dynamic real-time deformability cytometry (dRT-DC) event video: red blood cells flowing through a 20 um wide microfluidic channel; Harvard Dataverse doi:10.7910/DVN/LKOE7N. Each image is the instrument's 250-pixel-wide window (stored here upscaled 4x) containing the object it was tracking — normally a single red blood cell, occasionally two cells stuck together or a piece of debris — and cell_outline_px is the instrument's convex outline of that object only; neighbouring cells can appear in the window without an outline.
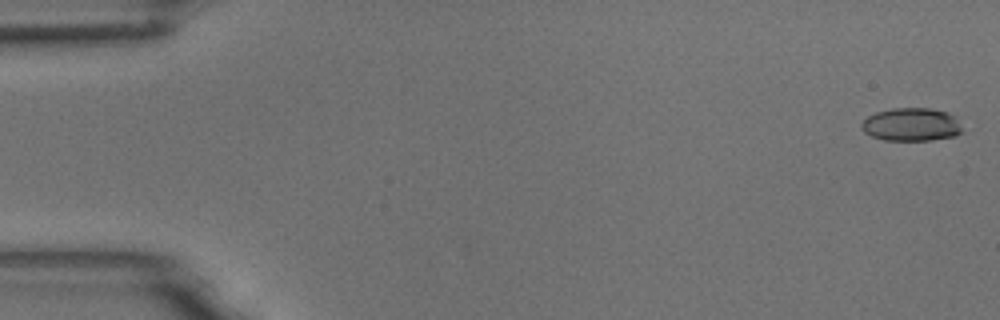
{"species": "common noctule bat (a hibernating species)", "species_latin": "Nyctalus noctula", "temperature_condition": "room temperature", "stored_images_in_passage": 8, "camera_frame_rate_fps": 3000, "um_per_image_px": 0.085, "animal": {"sex": "male", "body_mass_g": 18.8}, "frame": {"image": 1, "passage_image": 1, "time_ms": 0.0, "image_size_px": [1000, 320], "cell_outline_px": [[960, 132], [956, 136], [932, 140], [884, 140], [872, 136], [864, 132], [860, 124], [868, 116], [876, 112], [892, 108], [932, 108], [948, 112], [956, 116], [960, 124]], "centroid_in_image_um": [77.48, 10.58], "position_along_channel_um": 7.5, "area_um2": 19.54}}
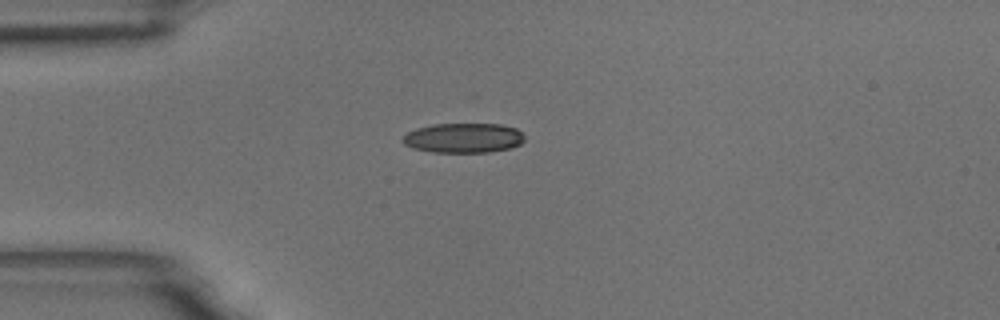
{"frame": {"image": 2, "passage_image": 5, "time_ms": 1.333, "image_size_px": [1000, 320], "cell_outline_px": [[524, 140], [520, 144], [508, 148], [488, 152], [432, 152], [412, 148], [404, 144], [400, 140], [408, 132], [416, 128], [432, 124], [500, 124], [516, 128], [524, 136]], "centroid_in_image_um": [39.36, 11.72], "position_along_channel_um": 45.6, "area_um2": 21.1}}